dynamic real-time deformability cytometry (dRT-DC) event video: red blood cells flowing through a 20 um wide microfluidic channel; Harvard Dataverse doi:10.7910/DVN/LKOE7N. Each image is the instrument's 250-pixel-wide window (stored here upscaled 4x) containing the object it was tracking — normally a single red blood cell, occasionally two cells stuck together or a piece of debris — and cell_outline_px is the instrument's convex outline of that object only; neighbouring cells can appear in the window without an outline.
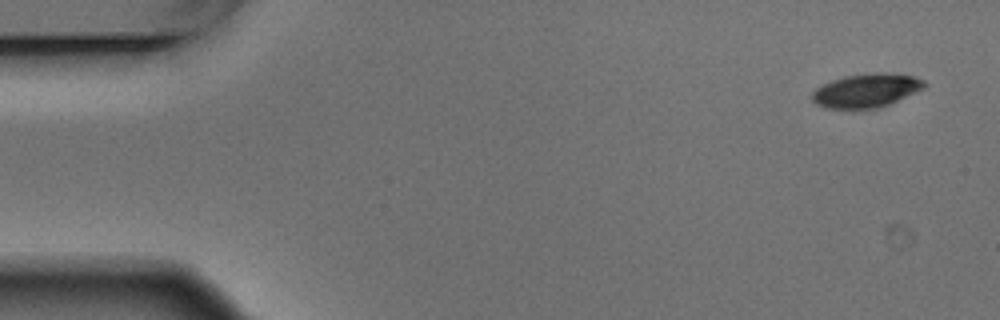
{"species": "Egyptian fruit bat (a non-hibernating species)", "species_latin": "Rousettus aegyptiacus", "temperature_condition": "warm", "stored_images_in_passage": 9, "camera_frame_rate_fps": 3000, "um_per_image_px": 0.085, "animal": {"sex": "male"}, "frame": {"image": 1, "passage_image": 1, "time_ms": 0.0, "image_size_px": [1000, 320], "cell_outline_px": [[928, 84], [924, 88], [888, 104], [876, 108], [828, 108], [816, 104], [812, 100], [812, 92], [816, 88], [832, 80], [844, 76], [872, 72], [888, 72], [912, 76], [924, 80]], "centroid_in_image_um": [73.64, 7.67], "position_along_channel_um": 11.4, "area_um2": 21.91}}
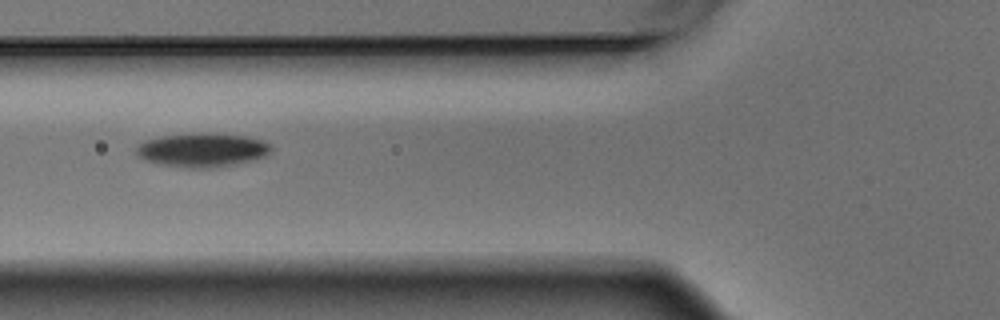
{"frame": {"image": 2, "passage_image": 6, "time_ms": 1.667, "image_size_px": [1000, 320], "cell_outline_px": [[272, 148], [264, 156], [252, 160], [212, 168], [188, 168], [160, 164], [144, 160], [136, 156], [136, 148], [144, 140], [164, 136], [200, 132], [208, 132], [248, 136], [272, 144]], "centroid_in_image_um": [17.17, 12.74], "position_along_channel_um": 108.6, "area_um2": 26.7}}
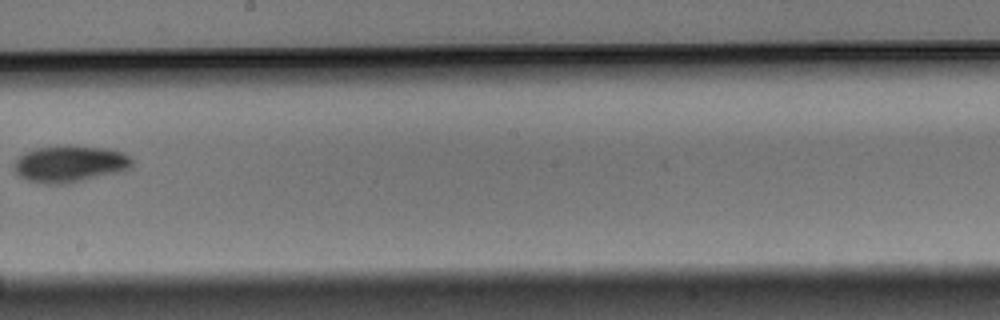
{"frame": {"image": 3, "passage_image": 9, "time_ms": 2.667, "image_size_px": [1000, 320], "cell_outline_px": [[132, 168], [124, 172], [68, 184], [40, 184], [16, 176], [12, 168], [12, 164], [24, 152], [36, 148], [108, 148], [132, 156]], "centroid_in_image_um": [5.94, 14.0], "position_along_channel_um": 242.3, "area_um2": 25.2}}